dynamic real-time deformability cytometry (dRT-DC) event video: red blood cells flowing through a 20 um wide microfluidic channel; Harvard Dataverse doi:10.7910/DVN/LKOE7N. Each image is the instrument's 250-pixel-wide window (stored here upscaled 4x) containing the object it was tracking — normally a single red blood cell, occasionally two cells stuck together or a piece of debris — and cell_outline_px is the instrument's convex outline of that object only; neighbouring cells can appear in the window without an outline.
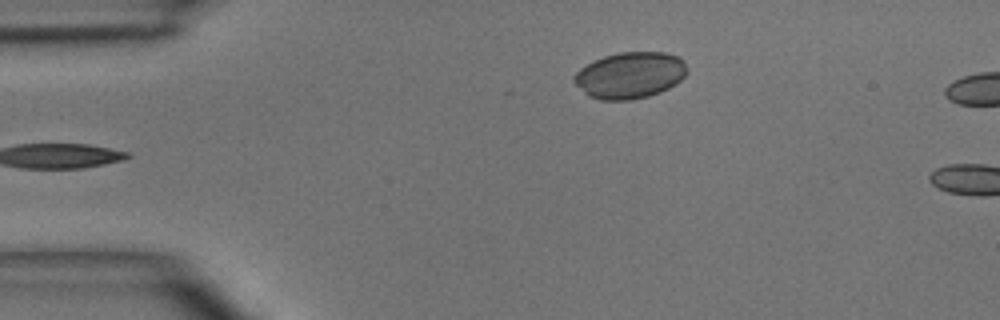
{"species": "common noctule bat (a hibernating species)", "species_latin": "Nyctalus noctula", "temperature_condition": "room temperature", "stored_images_in_passage": 3, "camera_frame_rate_fps": 3000, "um_per_image_px": 0.085, "animal": {"sex": "male", "body_mass_g": 15.6}, "frame": {"image": 1, "passage_image": 3, "time_ms": 3.0, "image_size_px": [1000, 320], "cell_outline_px": [[688, 72], [676, 84], [660, 92], [648, 96], [632, 100], [600, 100], [588, 96], [572, 80], [572, 76], [580, 68], [604, 56], [620, 52], [664, 52], [676, 56], [684, 60], [688, 68]], "centroid_in_image_um": [53.55, 6.4], "position_along_channel_um": 31.4, "area_um2": 30.63}}